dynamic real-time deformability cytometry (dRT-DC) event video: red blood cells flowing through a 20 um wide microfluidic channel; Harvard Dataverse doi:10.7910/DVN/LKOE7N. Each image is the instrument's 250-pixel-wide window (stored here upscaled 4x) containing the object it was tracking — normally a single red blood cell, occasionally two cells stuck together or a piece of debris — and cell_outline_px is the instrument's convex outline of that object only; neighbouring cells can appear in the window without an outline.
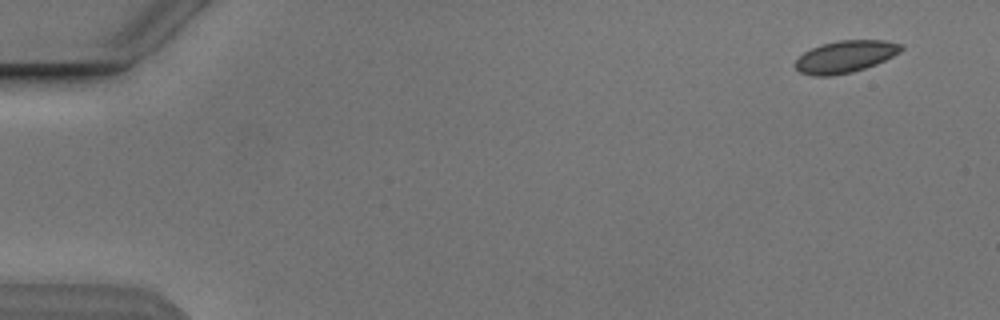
{"species": "Egyptian fruit bat (a non-hibernating species)", "species_latin": "Rousettus aegyptiacus", "temperature_condition": "cold", "stored_images_in_passage": 5, "segment_of_instrument_passage": [1, 2], "camera_frame_rate_fps": 3000, "um_per_image_px": 0.085, "animal": {"sex": "male"}, "frame": {"image": 1, "passage_image": 1, "time_ms": 0.0, "image_size_px": [1000, 320], "cell_outline_px": [[904, 48], [900, 52], [876, 64], [852, 72], [832, 76], [812, 76], [800, 72], [792, 64], [804, 52], [812, 48], [824, 44], [840, 40], [884, 40], [904, 44]], "centroid_in_image_um": [71.85, 4.82], "position_along_channel_um": 13.1, "area_um2": 19.77}}
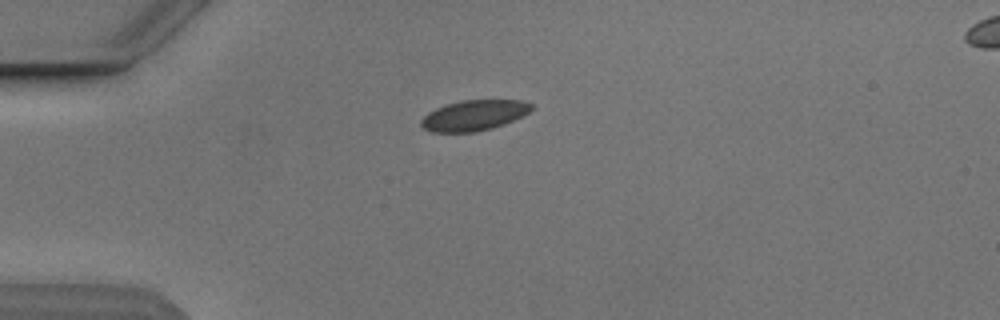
{"frame": {"image": 2, "passage_image": 4, "time_ms": 3.667, "image_size_px": [1000, 320], "cell_outline_px": [[532, 108], [528, 112], [504, 124], [492, 128], [476, 132], [432, 132], [424, 128], [420, 124], [420, 120], [428, 112], [444, 104], [460, 100], [524, 100], [532, 104]], "centroid_in_image_um": [40.25, 9.8], "position_along_channel_um": 44.7, "area_um2": 19.59}}